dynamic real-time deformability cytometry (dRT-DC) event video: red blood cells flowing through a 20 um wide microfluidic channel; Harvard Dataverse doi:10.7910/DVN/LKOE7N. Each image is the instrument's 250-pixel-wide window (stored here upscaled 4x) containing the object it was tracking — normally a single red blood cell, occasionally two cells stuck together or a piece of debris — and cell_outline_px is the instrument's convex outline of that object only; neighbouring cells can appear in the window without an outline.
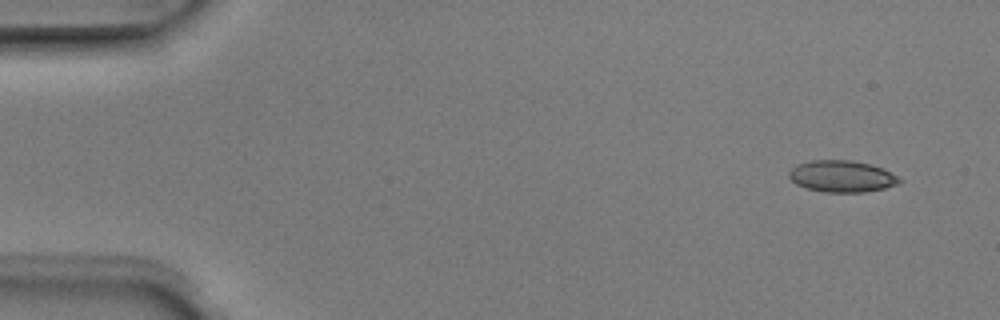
{"species": "Egyptian fruit bat (a non-hibernating species)", "species_latin": "Rousettus aegyptiacus", "temperature_condition": "room temperature", "stored_images_in_passage": 3, "camera_frame_rate_fps": 3000, "um_per_image_px": 0.085, "animal": {"sex": "male"}, "frame": {"image": 1, "passage_image": 1, "time_ms": 0.0, "image_size_px": [1000, 320], "cell_outline_px": [[900, 180], [896, 184], [884, 188], [864, 192], [824, 192], [808, 188], [796, 184], [788, 176], [788, 172], [796, 164], [812, 160], [852, 160], [872, 164], [884, 168], [896, 176]], "centroid_in_image_um": [71.53, 14.97], "position_along_channel_um": 13.5, "area_um2": 20.29}}